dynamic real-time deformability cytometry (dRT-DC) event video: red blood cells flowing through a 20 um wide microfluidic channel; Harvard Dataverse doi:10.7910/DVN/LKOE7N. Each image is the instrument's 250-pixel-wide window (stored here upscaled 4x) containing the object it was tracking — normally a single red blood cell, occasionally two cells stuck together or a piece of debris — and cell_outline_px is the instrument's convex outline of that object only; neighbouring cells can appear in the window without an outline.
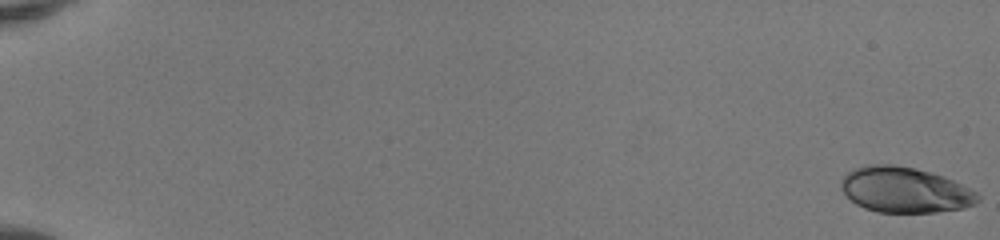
{"species": "human", "species_latin": "Homo sapiens", "temperature_condition": "room temperature", "stored_images_in_passage": 52, "camera_frame_rate_fps": 3000, "um_per_image_px": 0.085, "donor": {"sex": "female"}, "frame": {"image": 1, "passage_image": 1, "time_ms": 0.0, "image_size_px": [1000, 240], "cell_outline_px": [[980, 200], [976, 204], [964, 208], [936, 212], [876, 212], [864, 208], [856, 204], [844, 192], [840, 184], [844, 176], [848, 172], [856, 168], [868, 164], [896, 164], [944, 176], [976, 192], [980, 196]], "centroid_in_image_um": [76.92, 16.15], "position_along_channel_um": 8.1, "area_um2": 36.07}}
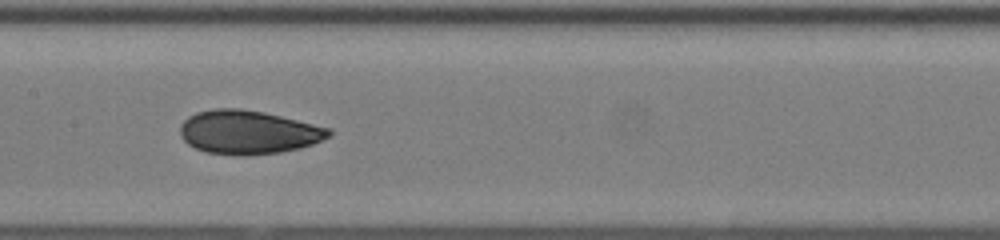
{"frame": {"image": 2, "passage_image": 29, "time_ms": 9.333, "image_size_px": [1000, 240], "cell_outline_px": [[332, 136], [312, 144], [300, 148], [280, 152], [248, 156], [244, 156], [208, 152], [196, 148], [188, 144], [180, 136], [180, 124], [188, 116], [196, 112], [212, 108], [240, 108], [264, 112], [328, 128], [332, 132]], "centroid_in_image_um": [21.07, 11.23], "position_along_channel_um": 186.3, "area_um2": 37.86}}
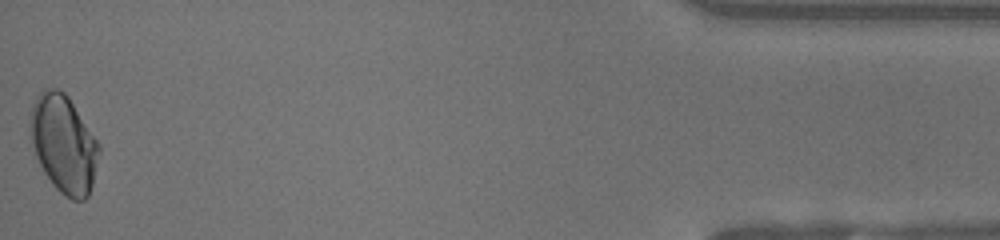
{"frame": {"image": 3, "passage_image": 52, "time_ms": 17.0, "image_size_px": [1000, 240], "cell_outline_px": [[100, 152], [92, 184], [88, 196], [84, 200], [72, 200], [64, 196], [52, 184], [44, 172], [36, 156], [32, 144], [32, 104], [36, 96], [44, 88], [56, 88], [64, 92], [68, 96], [100, 144]], "centroid_in_image_um": [5.44, 12.24], "position_along_channel_um": 429.8, "area_um2": 38.78}, "authors_computed_cell_mechanics": {"area_um2": 36.5007, "velocity_mm_per_s": 4.1584, "shape_relaxation_time_tau1_ms": 6.3858, "shape_relaxation_time_tau2_ms": 0.6707, "deformation_change_tau1": 0.2014, "deformation_change_tau2": 0.0363}}